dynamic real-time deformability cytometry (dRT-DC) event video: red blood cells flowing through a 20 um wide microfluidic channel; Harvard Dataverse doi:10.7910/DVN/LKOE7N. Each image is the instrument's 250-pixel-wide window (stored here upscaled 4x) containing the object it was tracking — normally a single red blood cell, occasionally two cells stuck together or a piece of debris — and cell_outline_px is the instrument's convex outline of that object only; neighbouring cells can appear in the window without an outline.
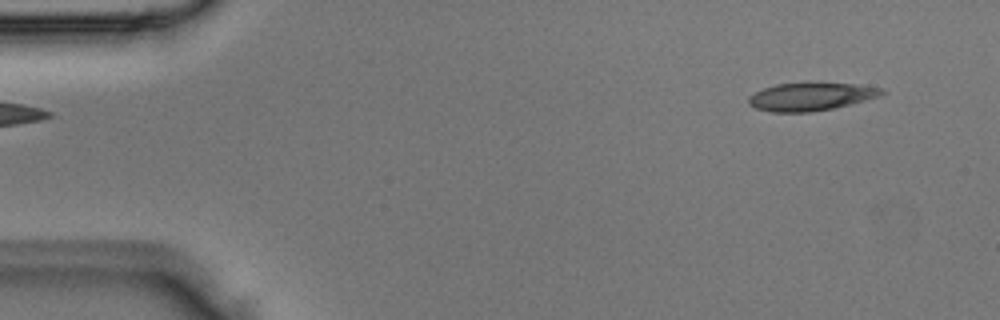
{"species": "Egyptian fruit bat (a non-hibernating species)", "species_latin": "Rousettus aegyptiacus", "temperature_condition": "room temperature", "stored_images_in_passage": 2, "segment_of_instrument_passage": [2, 2], "camera_frame_rate_fps": 3000, "um_per_image_px": 0.085, "animal": {"sex": "male"}, "frame": {"image": 1, "passage_image": 2, "time_ms": 0.333, "image_size_px": [1000, 320], "cell_outline_px": [[888, 92], [876, 96], [848, 104], [832, 108], [808, 112], [772, 112], [756, 108], [748, 104], [748, 96], [764, 88], [776, 84], [856, 84], [884, 88]], "centroid_in_image_um": [68.88, 8.22], "position_along_channel_um": 16.1, "area_um2": 21.04}}